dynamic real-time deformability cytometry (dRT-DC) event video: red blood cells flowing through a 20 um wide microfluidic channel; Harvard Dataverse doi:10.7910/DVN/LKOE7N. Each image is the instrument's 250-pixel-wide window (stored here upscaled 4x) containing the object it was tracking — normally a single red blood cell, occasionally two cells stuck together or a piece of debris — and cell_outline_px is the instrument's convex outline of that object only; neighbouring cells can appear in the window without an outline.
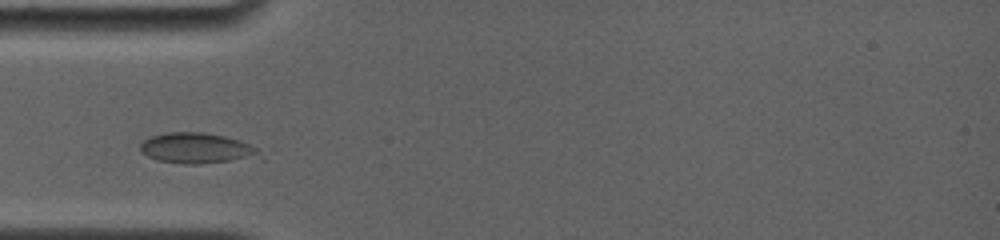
{"species": "common noctule bat (a hibernating species)", "species_latin": "Nyctalus noctula", "temperature_condition": "room temperature", "stored_images_in_passage": 9, "camera_frame_rate_fps": 4000, "um_per_image_px": 0.085, "animal": {"sex": "female", "body_mass_g": 19.0, "forearm_length_mm": 56.7}, "frame": {"image": 1, "passage_image": 3, "time_ms": 2.25, "image_size_px": [1000, 240], "cell_outline_px": [[256, 156], [200, 164], [184, 164], [156, 160], [140, 152], [140, 144], [144, 140], [152, 136], [168, 132], [204, 132], [224, 136], [240, 140], [256, 148]], "centroid_in_image_um": [16.58, 12.58], "position_along_channel_um": 68.4, "area_um2": 20.63}}
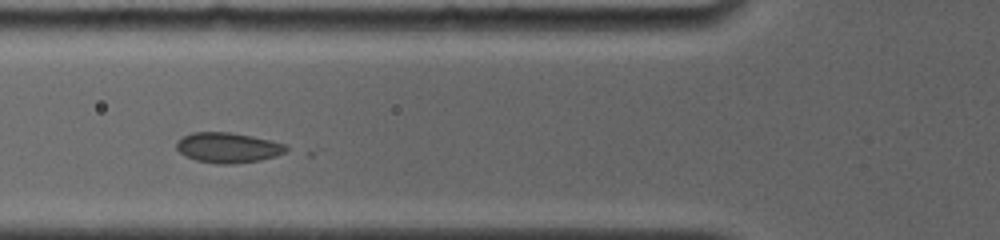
{"frame": {"image": 2, "passage_image": 4, "time_ms": 3.25, "image_size_px": [1000, 240], "cell_outline_px": [[288, 148], [284, 152], [276, 156], [260, 160], [232, 164], [220, 164], [196, 160], [184, 156], [176, 148], [176, 144], [184, 136], [192, 132], [232, 132], [272, 140], [288, 144]], "centroid_in_image_um": [19.4, 12.54], "position_along_channel_um": 106.4, "area_um2": 19.36}}